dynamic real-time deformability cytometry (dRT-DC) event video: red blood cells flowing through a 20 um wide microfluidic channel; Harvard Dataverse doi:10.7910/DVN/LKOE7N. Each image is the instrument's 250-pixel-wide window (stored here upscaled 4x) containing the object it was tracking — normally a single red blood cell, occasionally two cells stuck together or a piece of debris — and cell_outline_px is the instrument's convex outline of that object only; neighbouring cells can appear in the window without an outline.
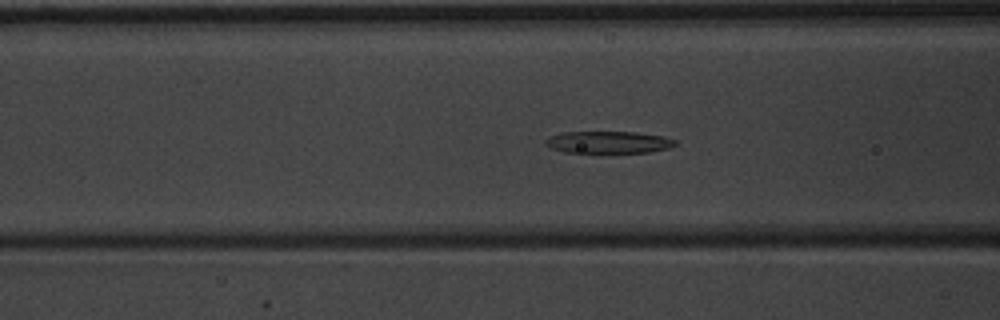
{"species": "common noctule bat (a hibernating species)", "species_latin": "Nyctalus noctula", "temperature_condition": "warm", "stored_images_in_passage": 43, "camera_frame_rate_fps": 3000, "um_per_image_px": 0.085, "animal": {"sex": "male", "body_mass_g": 20.1, "forearm_length_mm": 53.5}, "frame": {"image": 1, "passage_image": 17, "time_ms": 5.333, "image_size_px": [1000, 320], "cell_outline_px": [[680, 144], [668, 148], [648, 152], [600, 156], [564, 152], [552, 148], [544, 144], [544, 140], [552, 136], [564, 132], [636, 132], [664, 136], [676, 140]], "centroid_in_image_um": [51.74, 12.15], "position_along_channel_um": 114.9, "area_um2": 17.8}}
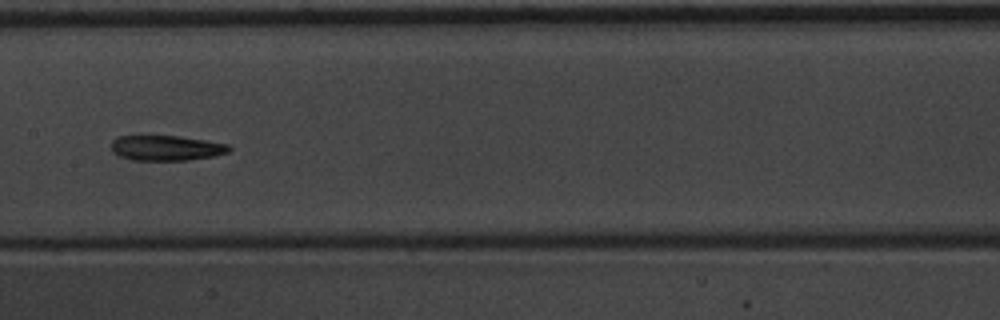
{"frame": {"image": 2, "passage_image": 23, "time_ms": 7.333, "image_size_px": [1000, 320], "cell_outline_px": [[232, 148], [228, 152], [216, 156], [188, 160], [132, 160], [120, 156], [112, 152], [112, 140], [116, 136], [180, 136], [208, 140], [228, 144]], "centroid_in_image_um": [14.16, 12.57], "position_along_channel_um": 193.2, "area_um2": 17.46}}
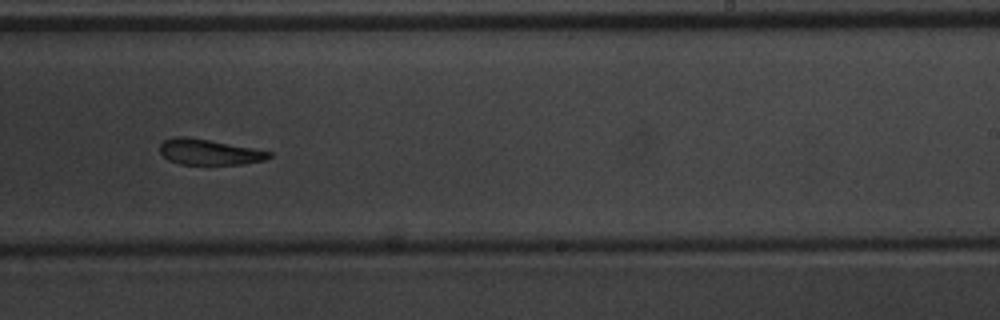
{"frame": {"image": 3, "passage_image": 29, "time_ms": 9.333, "image_size_px": [1000, 320], "cell_outline_px": [[272, 156], [264, 160], [244, 164], [180, 164], [168, 160], [160, 152], [160, 144], [164, 140], [176, 136], [188, 136], [252, 148], [272, 152]], "centroid_in_image_um": [17.76, 12.92], "position_along_channel_um": 271.2, "area_um2": 16.24}, "authors_computed_cell_mechanics": {"area_um2": 17.8602, "velocity_mm_per_s": 3.9082, "shape_relaxation_time_tau1_ms": 10.0579, "shape_relaxation_time_tau2_ms": 6.1236, "deformation_change_tau1": 0.2455, "deformation_change_tau2": 0.1735}}